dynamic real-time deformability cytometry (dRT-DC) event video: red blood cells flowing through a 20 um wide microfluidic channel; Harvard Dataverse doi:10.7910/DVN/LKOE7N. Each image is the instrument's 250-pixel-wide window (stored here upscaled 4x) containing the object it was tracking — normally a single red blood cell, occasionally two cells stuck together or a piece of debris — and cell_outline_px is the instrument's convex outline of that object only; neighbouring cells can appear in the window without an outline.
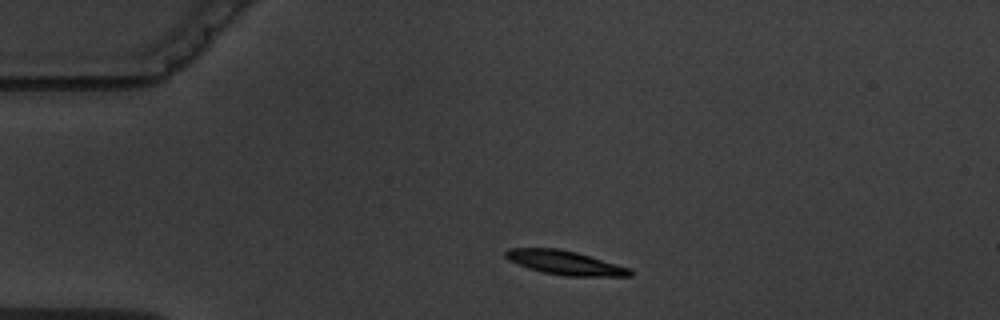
{"species": "common noctule bat (a hibernating species)", "species_latin": "Nyctalus noctula", "temperature_condition": "warm", "stored_images_in_passage": 4, "camera_frame_rate_fps": 3000, "um_per_image_px": 0.085, "animal": {"sex": "male", "body_mass_g": 19.5, "forearm_length_mm": 54.6}, "frame": {"image": 1, "passage_image": 1, "time_ms": 0.0, "image_size_px": [1000, 320], "cell_outline_px": [[632, 276], [564, 276], [544, 272], [528, 268], [516, 264], [508, 260], [504, 256], [504, 252], [508, 248], [560, 248], [576, 252], [628, 268], [632, 272]], "centroid_in_image_um": [47.94, 22.32], "position_along_channel_um": 37.1, "area_um2": 17.28}}
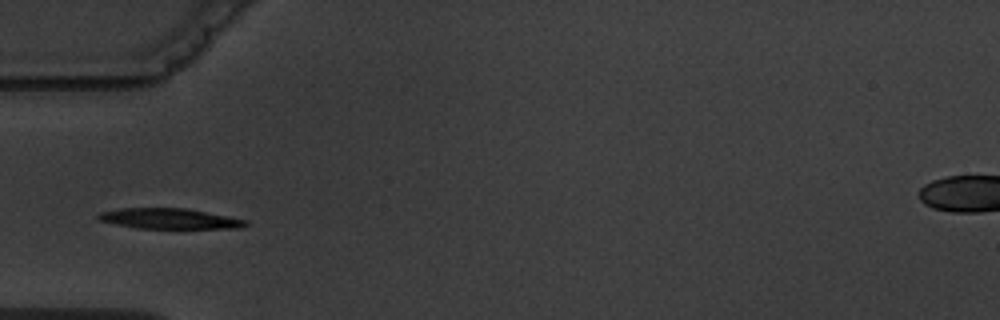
{"frame": {"image": 2, "passage_image": 2, "time_ms": 2.0, "image_size_px": [1000, 320], "cell_outline_px": [[248, 224], [244, 228], [136, 228], [116, 224], [100, 220], [96, 216], [100, 212], [120, 208], [188, 208], [248, 220]], "centroid_in_image_um": [14.44, 18.58], "position_along_channel_um": 70.6, "area_um2": 17.57}}
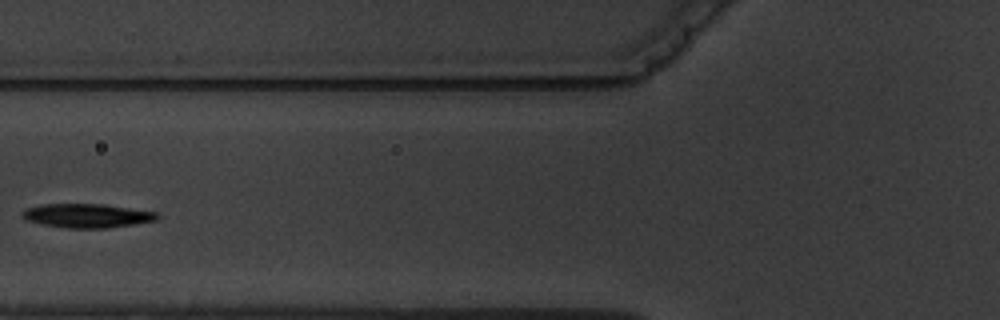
{"frame": {"image": 3, "passage_image": 3, "time_ms": 3.333, "image_size_px": [1000, 320], "cell_outline_px": [[160, 216], [156, 220], [108, 228], [68, 228], [44, 224], [28, 220], [20, 216], [28, 208], [40, 204], [104, 204], [156, 212]], "centroid_in_image_um": [7.41, 18.33], "position_along_channel_um": 118.4, "area_um2": 18.55}}